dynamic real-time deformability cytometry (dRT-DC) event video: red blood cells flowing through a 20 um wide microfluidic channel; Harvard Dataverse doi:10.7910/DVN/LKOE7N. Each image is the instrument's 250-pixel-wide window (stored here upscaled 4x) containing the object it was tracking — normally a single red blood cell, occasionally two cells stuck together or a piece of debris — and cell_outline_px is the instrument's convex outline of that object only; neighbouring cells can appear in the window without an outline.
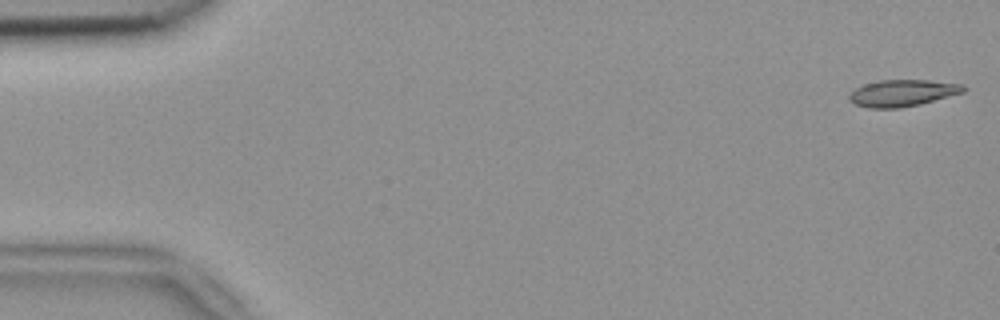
{"species": "common noctule bat (a hibernating species)", "species_latin": "Nyctalus noctula", "temperature_condition": "room temperature", "stored_images_in_passage": 52, "camera_frame_rate_fps": 3000, "um_per_image_px": 0.085, "animal": {"sex": "female", "body_mass_g": 18.4}, "frame": {"image": 1, "passage_image": 1, "time_ms": 0.0, "image_size_px": [1000, 320], "cell_outline_px": [[968, 88], [964, 92], [920, 104], [900, 108], [868, 108], [856, 104], [848, 100], [848, 96], [856, 88], [864, 84], [880, 80], [928, 80], [964, 84]], "centroid_in_image_um": [76.73, 7.9], "position_along_channel_um": 8.3, "area_um2": 17.8}}
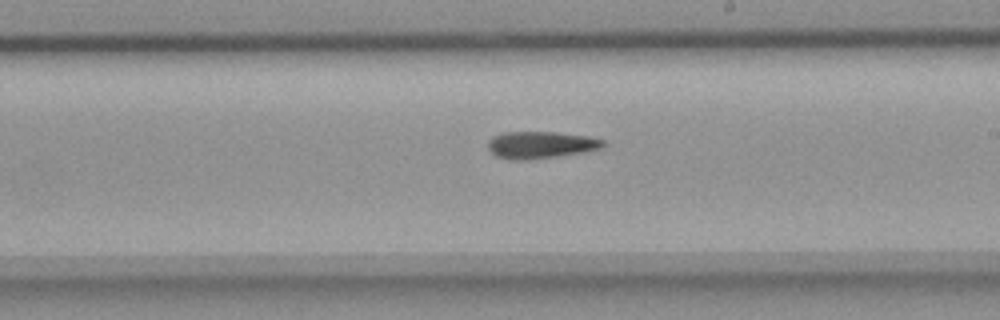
{"frame": {"image": 2, "passage_image": 30, "time_ms": 9.667, "image_size_px": [1000, 320], "cell_outline_px": [[604, 144], [600, 148], [584, 152], [528, 160], [508, 160], [496, 156], [488, 148], [488, 140], [492, 136], [504, 132], [556, 132], [588, 136], [604, 140]], "centroid_in_image_um": [45.91, 12.31], "position_along_channel_um": 243.1, "area_um2": 18.15}}
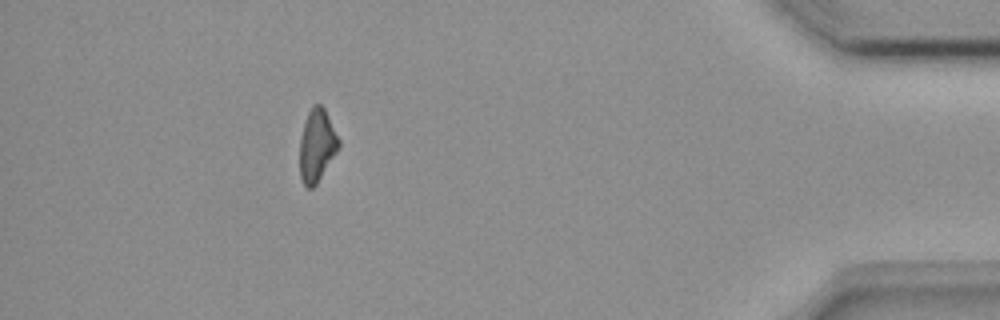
{"frame": {"image": 3, "passage_image": 47, "time_ms": 15.333, "image_size_px": [1000, 320], "cell_outline_px": [[340, 144], [336, 152], [316, 184], [312, 188], [308, 188], [304, 184], [300, 176], [300, 136], [308, 112], [312, 104], [320, 104], [324, 108], [340, 140]], "centroid_in_image_um": [26.92, 12.34], "position_along_channel_um": 408.3, "area_um2": 16.24}}